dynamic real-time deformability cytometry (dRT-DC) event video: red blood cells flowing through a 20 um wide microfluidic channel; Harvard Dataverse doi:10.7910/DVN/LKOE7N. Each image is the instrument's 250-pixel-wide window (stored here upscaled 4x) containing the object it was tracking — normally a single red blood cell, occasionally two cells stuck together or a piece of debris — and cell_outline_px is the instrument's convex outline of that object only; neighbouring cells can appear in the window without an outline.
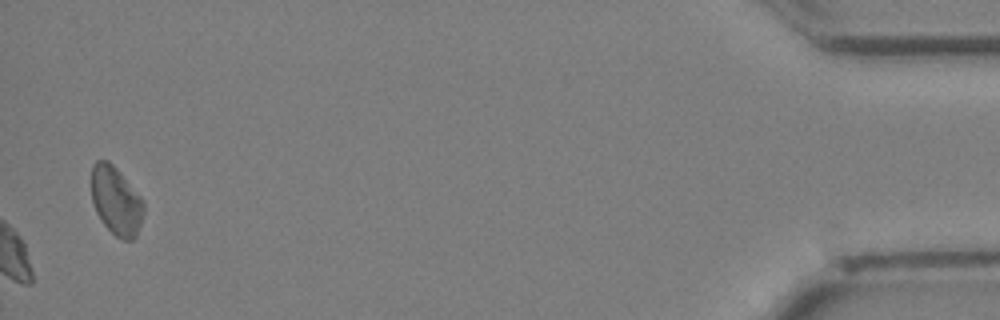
{"species": "Egyptian fruit bat (a non-hibernating species)", "species_latin": "Rousettus aegyptiacus", "temperature_condition": "cold", "stored_images_in_passage": 35, "camera_frame_rate_fps": 3000, "um_per_image_px": 0.085, "animal": {"sex": "female"}, "frame": {"image": 1, "passage_image": 35, "time_ms": 11.333, "image_size_px": [1000, 320], "cell_outline_px": [[144, 212], [136, 236], [132, 240], [120, 240], [104, 224], [96, 212], [92, 200], [92, 164], [96, 160], [108, 160], [120, 172], [140, 196], [144, 204]], "centroid_in_image_um": [9.87, 17.07], "position_along_channel_um": 425.3, "area_um2": 20.69}}